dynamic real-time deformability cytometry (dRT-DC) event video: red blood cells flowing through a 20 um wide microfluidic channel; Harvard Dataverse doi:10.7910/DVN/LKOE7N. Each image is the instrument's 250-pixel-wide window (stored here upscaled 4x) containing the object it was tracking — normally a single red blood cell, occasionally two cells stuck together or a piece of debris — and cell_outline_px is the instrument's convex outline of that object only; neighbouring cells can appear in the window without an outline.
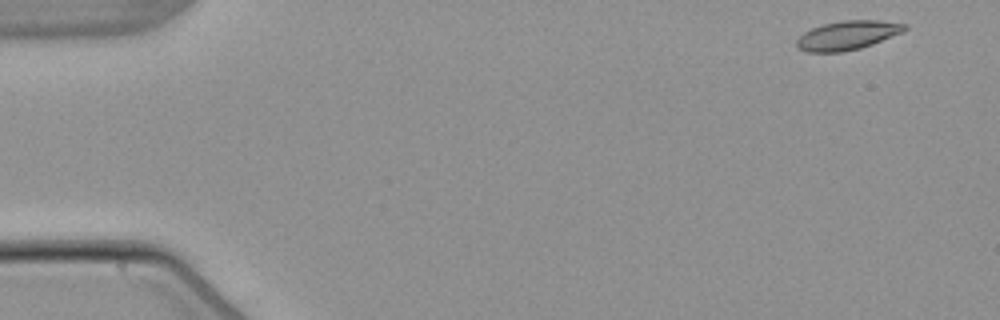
{"species": "common noctule bat (a hibernating species)", "species_latin": "Nyctalus noctula", "temperature_condition": "warm", "stored_images_in_passage": 5, "camera_frame_rate_fps": 3000, "um_per_image_px": 0.085, "animal": {"sex": "male", "body_mass_g": 21.5, "forearm_length_mm": 52.0}, "frame": {"image": 1, "passage_image": 1, "time_ms": 0.0, "image_size_px": [1000, 320], "cell_outline_px": [[908, 28], [904, 32], [872, 44], [860, 48], [840, 52], [808, 52], [796, 48], [796, 40], [804, 32], [812, 28], [824, 24], [844, 20], [880, 20], [908, 24]], "centroid_in_image_um": [72.06, 3.0], "position_along_channel_um": 12.9, "area_um2": 18.32}}
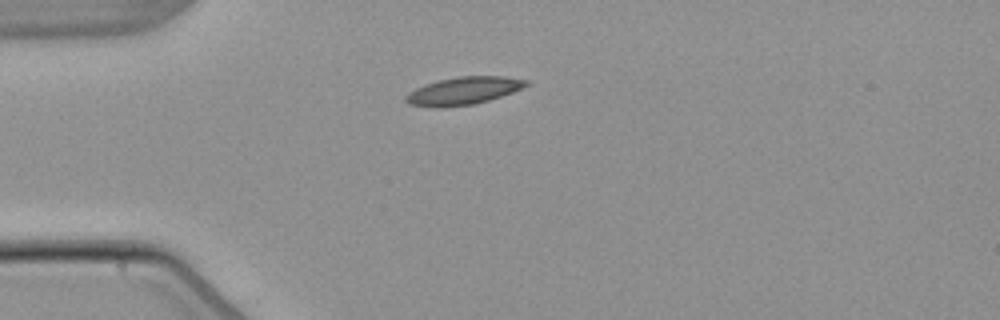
{"frame": {"image": 2, "passage_image": 4, "time_ms": 3.667, "image_size_px": [1000, 320], "cell_outline_px": [[528, 84], [512, 92], [476, 104], [440, 108], [436, 108], [408, 104], [404, 100], [404, 96], [408, 92], [424, 84], [456, 76], [504, 76], [528, 80]], "centroid_in_image_um": [39.33, 7.72], "position_along_channel_um": 45.7, "area_um2": 19.48}}
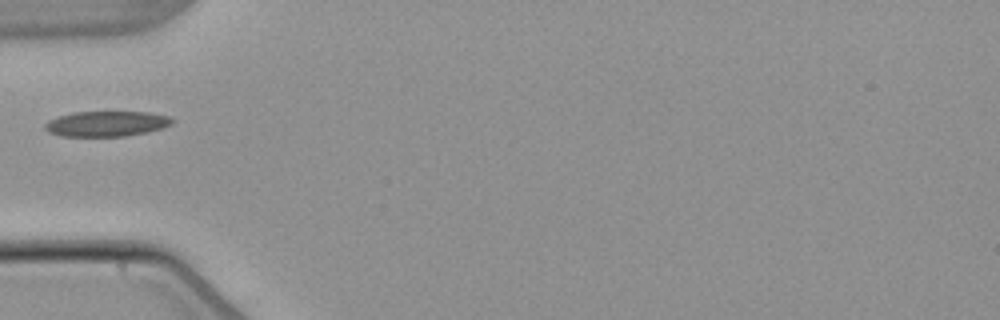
{"frame": {"image": 3, "passage_image": 5, "time_ms": 5.0, "image_size_px": [1000, 320], "cell_outline_px": [[176, 120], [172, 124], [164, 128], [148, 132], [124, 136], [60, 136], [48, 132], [44, 128], [44, 124], [48, 120], [60, 116], [76, 112], [148, 112], [168, 116]], "centroid_in_image_um": [9.08, 10.52], "position_along_channel_um": 75.9, "area_um2": 18.84}}